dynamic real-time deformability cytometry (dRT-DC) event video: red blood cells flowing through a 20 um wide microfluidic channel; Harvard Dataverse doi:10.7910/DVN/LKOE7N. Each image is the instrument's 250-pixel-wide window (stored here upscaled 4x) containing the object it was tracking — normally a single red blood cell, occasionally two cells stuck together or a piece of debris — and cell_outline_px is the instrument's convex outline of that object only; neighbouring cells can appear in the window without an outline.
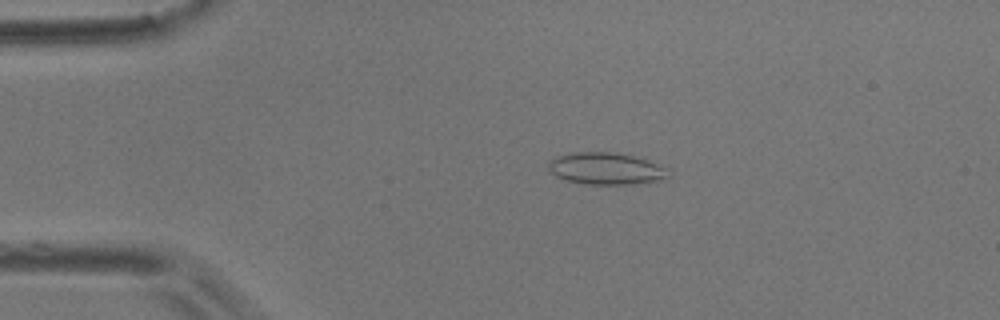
{"species": "common noctule bat (a hibernating species)", "species_latin": "Nyctalus noctula", "temperature_condition": "room temperature", "stored_images_in_passage": 5, "camera_frame_rate_fps": 3000, "um_per_image_px": 0.085, "animal": {"sex": "male", "body_mass_g": 17.9}, "frame": {"image": 1, "passage_image": 2, "time_ms": 0.333, "image_size_px": [1000, 320], "cell_outline_px": [[672, 168], [668, 176], [664, 180], [636, 184], [584, 184], [568, 180], [556, 176], [548, 168], [548, 164], [556, 156], [572, 152], [612, 152], [644, 156]], "centroid_in_image_um": [51.67, 14.31], "position_along_channel_um": 33.3, "area_um2": 23.12}}